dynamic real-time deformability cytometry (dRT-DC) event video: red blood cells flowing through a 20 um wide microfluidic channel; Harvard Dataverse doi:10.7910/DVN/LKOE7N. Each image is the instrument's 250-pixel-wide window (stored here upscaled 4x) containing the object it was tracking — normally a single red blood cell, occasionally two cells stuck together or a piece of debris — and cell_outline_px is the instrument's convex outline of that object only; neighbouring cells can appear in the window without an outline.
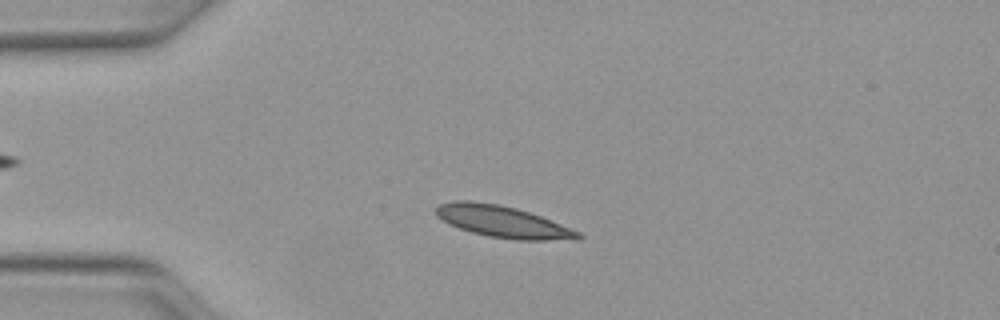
{"species": "Egyptian fruit bat (a non-hibernating species)", "species_latin": "Rousettus aegyptiacus", "temperature_condition": "warm", "stored_images_in_passage": 38, "camera_frame_rate_fps": 3000, "um_per_image_px": 0.085, "animal": {"sex": "female"}, "frame": {"image": 1, "passage_image": 1, "time_ms": 0.0, "image_size_px": [1000, 320], "cell_outline_px": [[584, 236], [580, 240], [516, 240], [488, 236], [472, 232], [448, 224], [436, 216], [436, 208], [440, 204], [452, 200], [472, 200], [500, 204], [516, 208], [540, 216], [572, 228], [580, 232]], "centroid_in_image_um": [42.75, 18.84], "position_along_channel_um": 42.2, "area_um2": 26.47}}
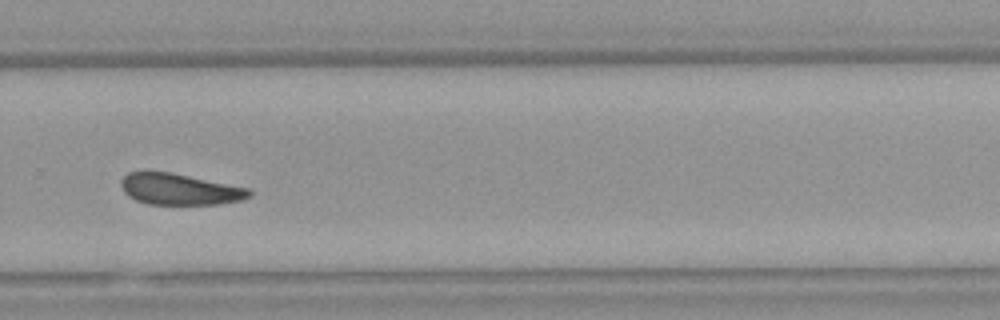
{"frame": {"image": 2, "passage_image": 23, "time_ms": 7.333, "image_size_px": [1000, 320], "cell_outline_px": [[252, 196], [240, 200], [216, 204], [148, 204], [136, 200], [128, 196], [124, 192], [120, 184], [120, 180], [128, 172], [172, 172], [248, 188], [252, 192]], "centroid_in_image_um": [15.25, 16.08], "position_along_channel_um": 314.6, "area_um2": 23.24}}
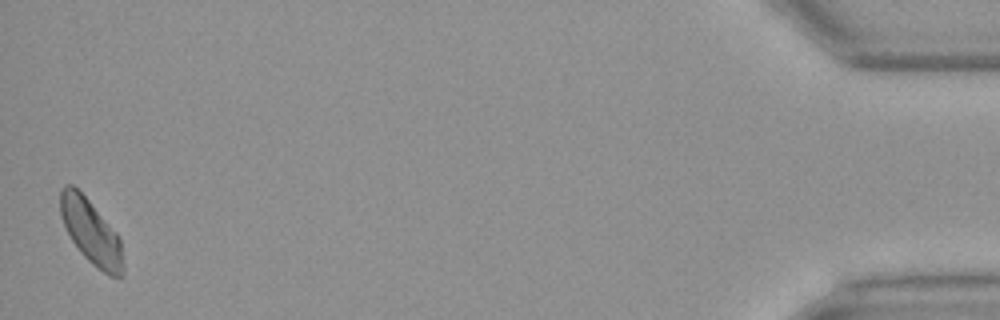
{"frame": {"image": 3, "passage_image": 38, "time_ms": 12.333, "image_size_px": [1000, 320], "cell_outline_px": [[124, 272], [120, 276], [108, 276], [92, 264], [80, 252], [72, 240], [60, 216], [60, 188], [64, 184], [72, 184], [88, 200], [116, 232], [120, 240], [124, 268]], "centroid_in_image_um": [7.72, 19.71], "position_along_channel_um": 427.5, "area_um2": 23.35}, "authors_computed_cell_mechanics": {"area_um2": 24.2471, "velocity_mm_per_s": 4.085, "shape_relaxation_time_tau1_ms": 6.3688, "shape_relaxation_time_tau2_ms": 5.4311, "deformation_change_tau1": 0.1293, "deformation_change_tau2": 0.1017}}